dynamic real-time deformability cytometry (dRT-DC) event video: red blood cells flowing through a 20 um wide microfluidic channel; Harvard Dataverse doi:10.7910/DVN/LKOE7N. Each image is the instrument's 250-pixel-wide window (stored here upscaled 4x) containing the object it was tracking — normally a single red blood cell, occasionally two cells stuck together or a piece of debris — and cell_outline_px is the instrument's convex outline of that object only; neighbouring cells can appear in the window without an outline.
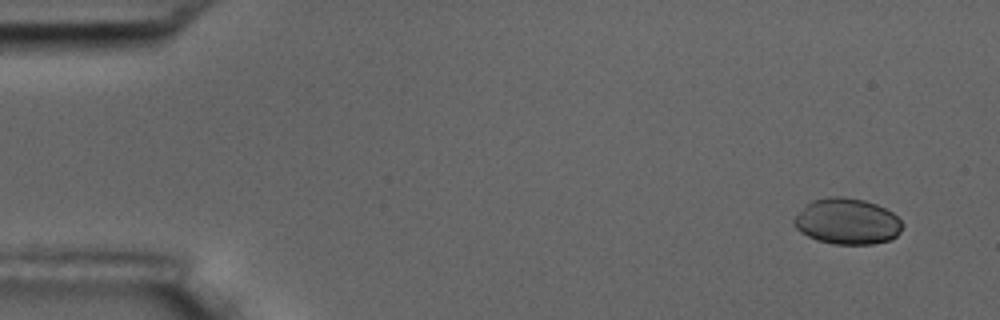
{"species": "common noctule bat (a hibernating species)", "species_latin": "Nyctalus noctula", "temperature_condition": "room temperature", "stored_images_in_passage": 6, "camera_frame_rate_fps": 3000, "um_per_image_px": 0.085, "animal": {"sex": "male", "body_mass_g": 17.5, "forearm_length_mm": 52.3}, "frame": {"image": 1, "passage_image": 1, "time_ms": 0.0, "image_size_px": [1000, 320], "cell_outline_px": [[904, 224], [900, 232], [896, 236], [888, 240], [872, 244], [832, 244], [816, 240], [800, 232], [792, 224], [792, 220], [812, 200], [828, 196], [840, 196], [864, 200], [876, 204], [892, 212]], "centroid_in_image_um": [72.0, 18.82], "position_along_channel_um": 13.0, "area_um2": 29.02}}
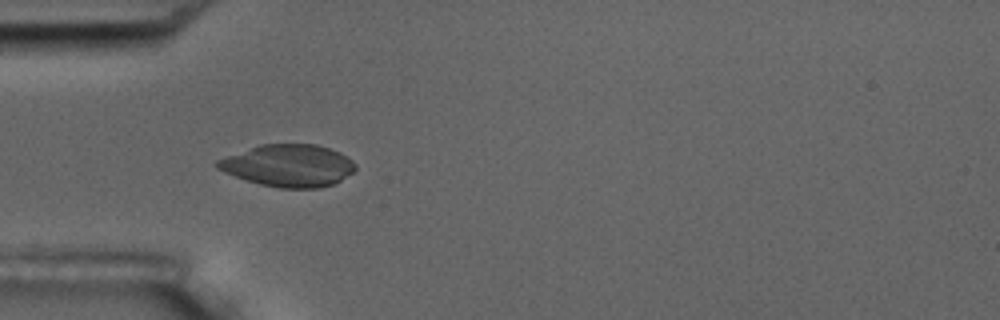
{"frame": {"image": 2, "passage_image": 5, "time_ms": 4.667, "image_size_px": [1000, 320], "cell_outline_px": [[356, 168], [352, 172], [340, 180], [332, 184], [320, 188], [280, 188], [260, 184], [224, 172], [216, 168], [212, 164], [216, 160], [260, 144], [316, 144], [340, 152], [352, 160], [356, 164]], "centroid_in_image_um": [24.5, 14.07], "position_along_channel_um": 60.5, "area_um2": 33.81}}